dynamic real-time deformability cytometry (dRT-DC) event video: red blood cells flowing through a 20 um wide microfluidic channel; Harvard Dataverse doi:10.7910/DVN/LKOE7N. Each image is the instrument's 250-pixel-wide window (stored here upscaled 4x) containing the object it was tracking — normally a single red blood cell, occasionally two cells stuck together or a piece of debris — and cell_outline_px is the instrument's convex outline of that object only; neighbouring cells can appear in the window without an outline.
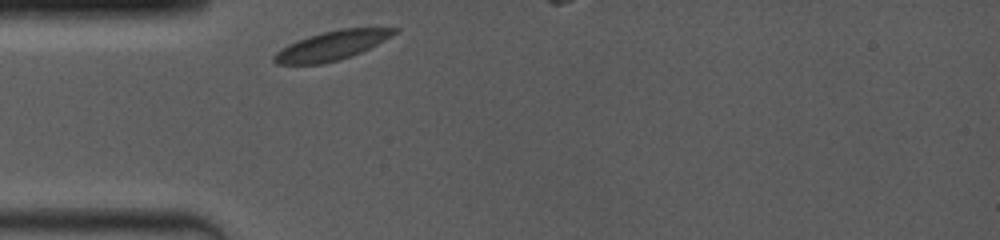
{"species": "common noctule bat (a hibernating species)", "species_latin": "Nyctalus noctula", "temperature_condition": "room temperature", "stored_images_in_passage": 1, "camera_frame_rate_fps": 4000, "um_per_image_px": 0.085, "animal": {"sex": "female", "body_mass_g": 19.0, "forearm_length_mm": 53.3}, "frame": {"image": 1, "passage_image": 1, "time_ms": 0.0, "image_size_px": [1000, 240], "cell_outline_px": [[400, 28], [392, 36], [352, 56], [324, 64], [276, 64], [272, 60], [272, 56], [280, 48], [288, 44], [308, 36], [340, 28]], "centroid_in_image_um": [28.15, 3.88], "position_along_channel_um": 56.9, "area_um2": 20.29}}